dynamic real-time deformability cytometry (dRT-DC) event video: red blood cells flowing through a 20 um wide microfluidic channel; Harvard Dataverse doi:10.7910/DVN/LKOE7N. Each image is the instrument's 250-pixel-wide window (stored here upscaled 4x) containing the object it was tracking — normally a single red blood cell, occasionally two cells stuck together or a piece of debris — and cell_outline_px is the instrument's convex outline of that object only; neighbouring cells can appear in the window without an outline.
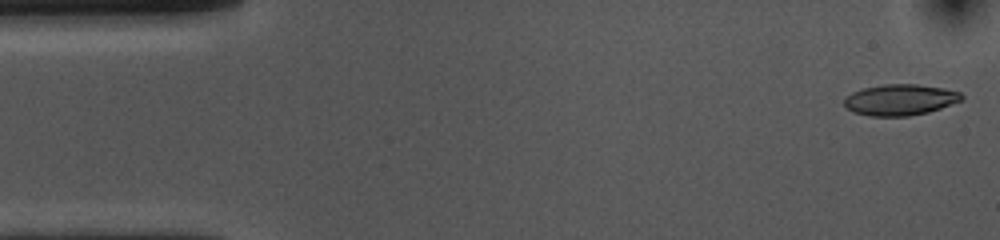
{"species": "common noctule bat (a hibernating species)", "species_latin": "Nyctalus noctula", "temperature_condition": "cold", "stored_images_in_passage": 53, "camera_frame_rate_fps": 3000, "um_per_image_px": 0.085, "animal": {"sex": "female", "body_mass_g": 10.0, "forearm_length_mm": 53.1}, "frame": {"image": 1, "passage_image": 1, "time_ms": 0.0, "image_size_px": [1000, 240], "cell_outline_px": [[964, 96], [960, 100], [940, 108], [928, 112], [908, 116], [872, 116], [852, 112], [844, 104], [844, 96], [852, 92], [864, 88], [884, 84], [916, 84], [944, 88], [960, 92]], "centroid_in_image_um": [76.48, 8.48], "position_along_channel_um": 8.5, "area_um2": 21.15}}
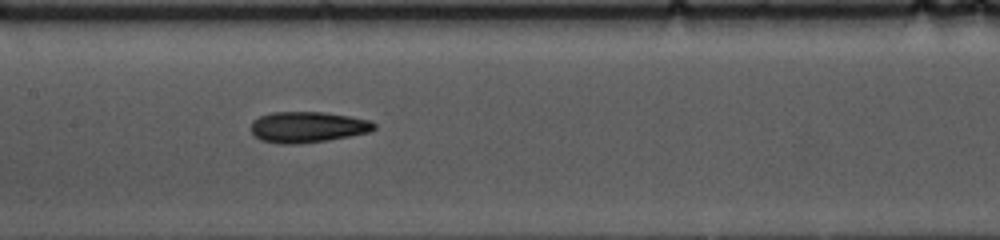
{"frame": {"image": 2, "passage_image": 24, "time_ms": 7.667, "image_size_px": [1000, 240], "cell_outline_px": [[376, 128], [368, 132], [328, 140], [300, 144], [280, 144], [260, 140], [252, 132], [252, 120], [260, 116], [272, 112], [324, 112], [372, 120], [376, 124]], "centroid_in_image_um": [26.15, 10.8], "position_along_channel_um": 181.3, "area_um2": 22.2}}
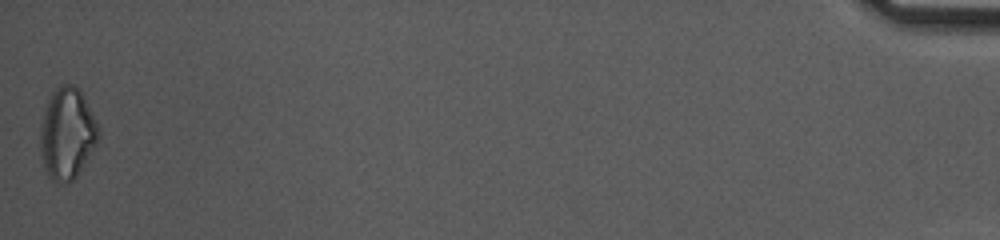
{"frame": {"image": 3, "passage_image": 53, "time_ms": 17.333, "image_size_px": [1000, 240], "cell_outline_px": [[100, 136], [96, 144], [76, 176], [68, 184], [52, 180], [48, 176], [44, 168], [40, 148], [40, 136], [44, 112], [48, 100], [56, 88], [60, 84], [72, 84], [80, 88], [96, 120], [100, 132]], "centroid_in_image_um": [5.71, 11.34], "position_along_channel_um": 429.5, "area_um2": 30.81}, "authors_computed_cell_mechanics": {"area_um2": 21.7906, "velocity_mm_per_s": 3.6368, "shape_relaxation_time_tau1_ms": 7.621, "shape_relaxation_time_tau2_ms": 2.6596, "deformation_change_tau1": 0.1587, "deformation_change_tau2": 0.1035}}